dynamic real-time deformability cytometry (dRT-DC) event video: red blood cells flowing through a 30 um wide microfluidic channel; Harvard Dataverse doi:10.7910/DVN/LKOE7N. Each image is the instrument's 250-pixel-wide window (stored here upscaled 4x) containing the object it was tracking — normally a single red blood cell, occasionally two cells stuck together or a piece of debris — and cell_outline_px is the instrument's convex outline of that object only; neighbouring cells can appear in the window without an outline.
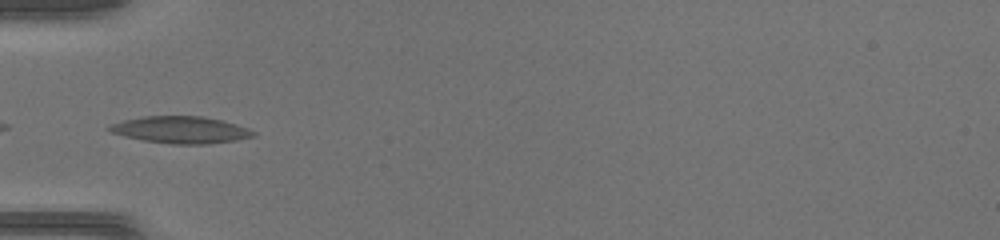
{"species": "common noctule bat (a hibernating species)", "species_latin": "Nyctalus noctula", "temperature_condition": "warm", "stored_images_in_passage": 29, "camera_frame_rate_fps": 3000, "um_per_image_px": 0.085, "animal": {"sex": "female", "body_mass_g": 17.0, "forearm_length_mm": 48.0}, "frame": {"image": 1, "passage_image": 1, "time_ms": 0.0, "image_size_px": [1000, 240], "cell_outline_px": [[256, 136], [236, 140], [208, 144], [172, 144], [144, 140], [124, 136], [112, 132], [108, 128], [112, 124], [124, 120], [144, 116], [204, 116], [236, 124], [248, 128], [256, 132]], "centroid_in_image_um": [15.41, 11.04], "position_along_channel_um": 69.6, "area_um2": 22.43}}
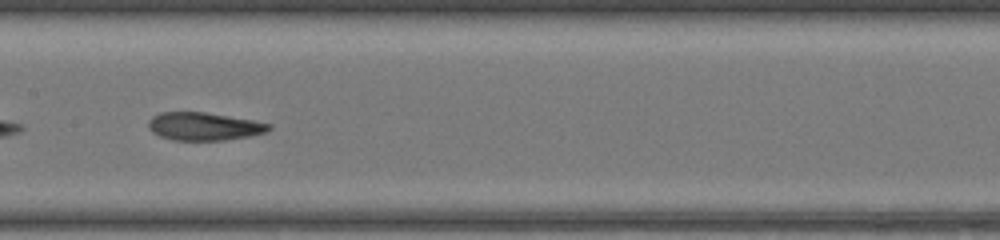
{"frame": {"image": 2, "passage_image": 9, "time_ms": 2.667, "image_size_px": [1000, 240], "cell_outline_px": [[272, 128], [268, 132], [248, 136], [224, 140], [172, 140], [160, 136], [152, 132], [148, 128], [148, 120], [152, 116], [160, 112], [204, 112], [252, 120], [272, 124]], "centroid_in_image_um": [17.32, 10.74], "position_along_channel_um": 190.1, "area_um2": 19.65}}
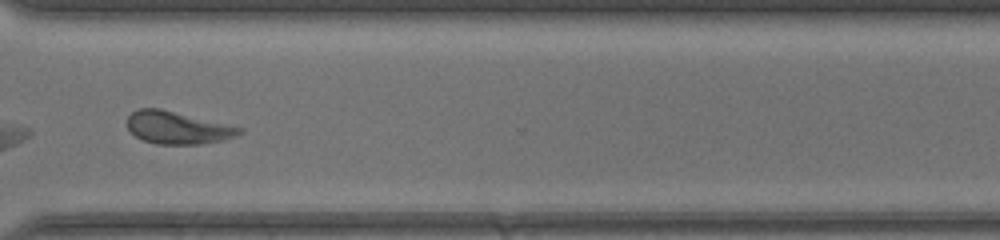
{"frame": {"image": 3, "passage_image": 20, "time_ms": 6.333, "image_size_px": [1000, 240], "cell_outline_px": [[244, 132], [236, 136], [224, 140], [200, 144], [156, 144], [144, 140], [136, 136], [128, 128], [128, 116], [132, 112], [140, 108], [160, 108], [244, 128]], "centroid_in_image_um": [15.12, 10.85], "position_along_channel_um": 355.5, "area_um2": 21.15}}